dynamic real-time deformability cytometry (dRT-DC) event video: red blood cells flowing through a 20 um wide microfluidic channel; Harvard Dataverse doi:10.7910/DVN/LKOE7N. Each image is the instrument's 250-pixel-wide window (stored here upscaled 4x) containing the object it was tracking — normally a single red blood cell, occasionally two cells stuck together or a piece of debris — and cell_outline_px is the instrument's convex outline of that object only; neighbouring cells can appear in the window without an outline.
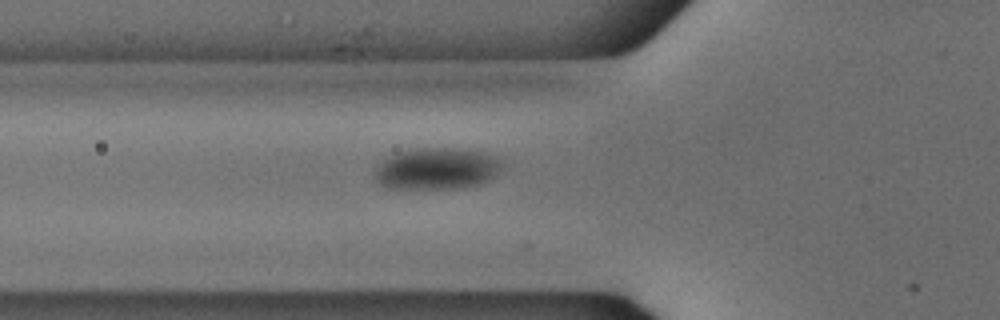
{"species": "common noctule bat (a hibernating species)", "species_latin": "Nyctalus noctula", "temperature_condition": "cold", "stored_images_in_passage": 37, "segment_of_instrument_passage": [1, 2], "camera_frame_rate_fps": 3000, "um_per_image_px": 0.085, "animal": {"sex": "male", "body_mass_g": 18.8}, "frame": {"image": 1, "passage_image": 2, "time_ms": 0.333, "image_size_px": [1000, 320], "cell_outline_px": [[504, 164], [496, 176], [480, 184], [460, 188], [388, 188], [380, 184], [376, 180], [376, 164], [380, 160], [388, 156], [400, 152], [416, 148], [452, 148], [480, 152], [492, 156], [500, 160]], "centroid_in_image_um": [37.11, 14.34], "position_along_channel_um": 88.7, "area_um2": 30.81}}
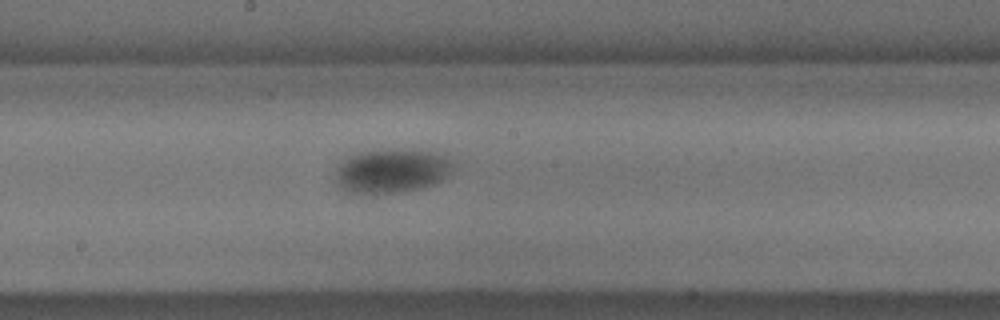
{"frame": {"image": 2, "passage_image": 12, "time_ms": 3.667, "image_size_px": [1000, 320], "cell_outline_px": [[452, 172], [448, 176], [432, 184], [420, 188], [396, 192], [348, 192], [340, 188], [336, 180], [336, 164], [348, 156], [360, 152], [432, 152], [444, 156], [452, 164]], "centroid_in_image_um": [33.23, 14.56], "position_along_channel_um": 215.0, "area_um2": 28.9}}
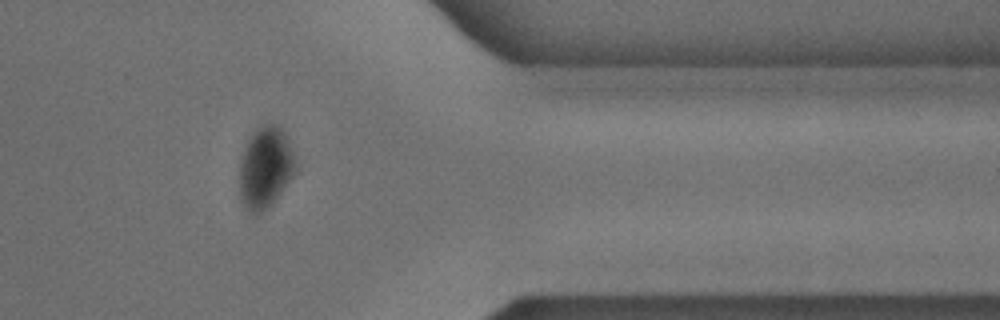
{"frame": {"image": 3, "passage_image": 27, "time_ms": 8.667, "image_size_px": [1000, 320], "cell_outline_px": [[296, 168], [292, 176], [276, 200], [272, 204], [260, 212], [252, 216], [248, 212], [240, 196], [240, 164], [248, 140], [252, 132], [260, 124], [272, 120], [284, 132], [288, 140], [296, 160]], "centroid_in_image_um": [22.56, 14.21], "position_along_channel_um": 388.8, "area_um2": 26.7}}